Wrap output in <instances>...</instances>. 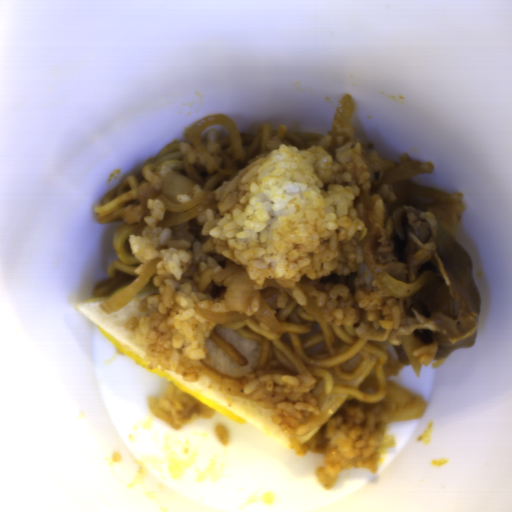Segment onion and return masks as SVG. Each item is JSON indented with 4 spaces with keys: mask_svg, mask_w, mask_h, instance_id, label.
I'll return each instance as SVG.
<instances>
[{
    "mask_svg": "<svg viewBox=\"0 0 512 512\" xmlns=\"http://www.w3.org/2000/svg\"><path fill=\"white\" fill-rule=\"evenodd\" d=\"M176 167H184V163L167 160L159 164L156 170L157 175L162 178L158 200L166 210L181 212L165 220L166 228L182 224L192 218L197 219L206 210L198 199L193 198L194 182L175 171Z\"/></svg>",
    "mask_w": 512,
    "mask_h": 512,
    "instance_id": "1",
    "label": "onion"
},
{
    "mask_svg": "<svg viewBox=\"0 0 512 512\" xmlns=\"http://www.w3.org/2000/svg\"><path fill=\"white\" fill-rule=\"evenodd\" d=\"M211 126H223L233 147L235 161L245 157V150L242 146L239 127L235 120L226 114H219L201 119L188 127L183 135L193 144L195 149L207 164L212 166L223 175L234 174L236 165L235 162L231 159L230 155L222 153L221 157L225 161V169H222L202 142V134L204 129Z\"/></svg>",
    "mask_w": 512,
    "mask_h": 512,
    "instance_id": "2",
    "label": "onion"
},
{
    "mask_svg": "<svg viewBox=\"0 0 512 512\" xmlns=\"http://www.w3.org/2000/svg\"><path fill=\"white\" fill-rule=\"evenodd\" d=\"M256 284L246 272L236 274L230 279L226 289L227 311H210L195 306L194 312L206 321L221 325L244 321L247 318L245 311L257 292L254 288Z\"/></svg>",
    "mask_w": 512,
    "mask_h": 512,
    "instance_id": "3",
    "label": "onion"
},
{
    "mask_svg": "<svg viewBox=\"0 0 512 512\" xmlns=\"http://www.w3.org/2000/svg\"><path fill=\"white\" fill-rule=\"evenodd\" d=\"M386 398L389 408L387 422L418 420L425 412L422 399L391 380L386 381Z\"/></svg>",
    "mask_w": 512,
    "mask_h": 512,
    "instance_id": "4",
    "label": "onion"
},
{
    "mask_svg": "<svg viewBox=\"0 0 512 512\" xmlns=\"http://www.w3.org/2000/svg\"><path fill=\"white\" fill-rule=\"evenodd\" d=\"M161 261L162 258L160 257L150 260L139 276L129 286L100 304L99 308L101 312L110 315L125 308L153 277L157 270L156 265Z\"/></svg>",
    "mask_w": 512,
    "mask_h": 512,
    "instance_id": "5",
    "label": "onion"
},
{
    "mask_svg": "<svg viewBox=\"0 0 512 512\" xmlns=\"http://www.w3.org/2000/svg\"><path fill=\"white\" fill-rule=\"evenodd\" d=\"M432 277V271H427L416 282H401L382 271L378 273L376 281L387 294L395 299H402L416 293Z\"/></svg>",
    "mask_w": 512,
    "mask_h": 512,
    "instance_id": "6",
    "label": "onion"
},
{
    "mask_svg": "<svg viewBox=\"0 0 512 512\" xmlns=\"http://www.w3.org/2000/svg\"><path fill=\"white\" fill-rule=\"evenodd\" d=\"M421 164L416 161L396 163L384 171L378 183L374 186L376 189H380L384 185H391L395 182L423 174L425 171L420 167Z\"/></svg>",
    "mask_w": 512,
    "mask_h": 512,
    "instance_id": "7",
    "label": "onion"
},
{
    "mask_svg": "<svg viewBox=\"0 0 512 512\" xmlns=\"http://www.w3.org/2000/svg\"><path fill=\"white\" fill-rule=\"evenodd\" d=\"M355 111V102L350 95V93H346L340 100L333 120L336 124L339 125V127H346L354 114Z\"/></svg>",
    "mask_w": 512,
    "mask_h": 512,
    "instance_id": "8",
    "label": "onion"
},
{
    "mask_svg": "<svg viewBox=\"0 0 512 512\" xmlns=\"http://www.w3.org/2000/svg\"><path fill=\"white\" fill-rule=\"evenodd\" d=\"M254 316L256 319L265 325L268 329L276 333L277 335H282L283 329L280 326L277 318L269 309L267 303L265 302L263 296L261 295L258 303V309L255 312Z\"/></svg>",
    "mask_w": 512,
    "mask_h": 512,
    "instance_id": "9",
    "label": "onion"
},
{
    "mask_svg": "<svg viewBox=\"0 0 512 512\" xmlns=\"http://www.w3.org/2000/svg\"><path fill=\"white\" fill-rule=\"evenodd\" d=\"M398 339L402 342L416 373L420 375L421 364L418 357L414 356V352L419 348L416 338L412 335H399Z\"/></svg>",
    "mask_w": 512,
    "mask_h": 512,
    "instance_id": "10",
    "label": "onion"
},
{
    "mask_svg": "<svg viewBox=\"0 0 512 512\" xmlns=\"http://www.w3.org/2000/svg\"><path fill=\"white\" fill-rule=\"evenodd\" d=\"M336 305V301L332 300L331 302L326 303L325 306H319L315 303L312 297H307L305 310L315 316L323 317L324 315L332 312Z\"/></svg>",
    "mask_w": 512,
    "mask_h": 512,
    "instance_id": "11",
    "label": "onion"
}]
</instances>
